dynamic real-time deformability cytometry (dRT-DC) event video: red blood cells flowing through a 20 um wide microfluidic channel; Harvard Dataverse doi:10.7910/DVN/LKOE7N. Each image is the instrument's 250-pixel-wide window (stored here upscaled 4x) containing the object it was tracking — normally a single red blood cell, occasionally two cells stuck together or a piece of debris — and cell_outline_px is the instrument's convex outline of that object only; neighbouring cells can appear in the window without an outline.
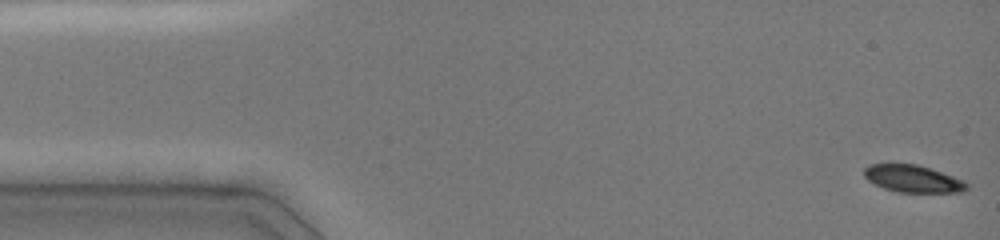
{"species": "common noctule bat (a hibernating species)", "species_latin": "Nyctalus noctula", "temperature_condition": "cold", "stored_images_in_passage": 66, "camera_frame_rate_fps": 3000, "um_per_image_px": 0.085, "animal": {"sex": "female", "body_mass_g": 19.0, "forearm_length_mm": 51.5}, "frame": {"image": 1, "passage_image": 1, "time_ms": 0.0, "image_size_px": [1000, 240], "cell_outline_px": [[968, 188], [964, 192], [896, 192], [884, 188], [868, 180], [864, 176], [864, 168], [868, 164], [916, 164], [964, 180], [968, 184]], "centroid_in_image_um": [77.59, 15.2], "position_along_channel_um": 7.4, "area_um2": 16.13}}
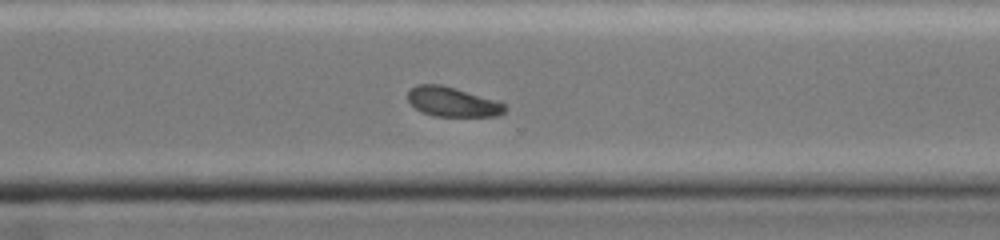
{"frame": {"image": 2, "passage_image": 48, "time_ms": 11.0, "image_size_px": [1000, 240], "cell_outline_px": [[508, 108], [504, 112], [496, 116], [432, 116], [416, 108], [408, 100], [408, 92], [416, 84], [440, 84], [496, 100], [504, 104]], "centroid_in_image_um": [38.47, 8.66], "position_along_channel_um": 332.1, "area_um2": 16.53}}
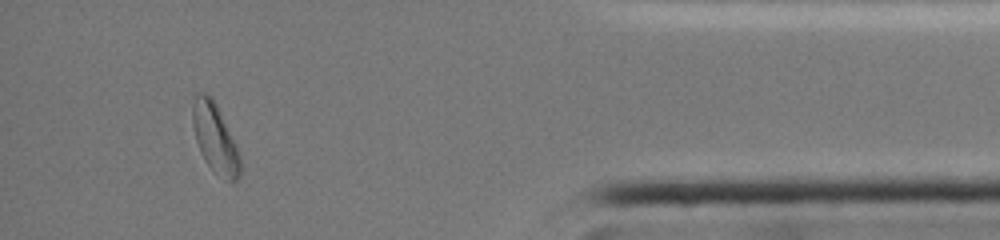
{"frame": {"image": 3, "passage_image": 60, "time_ms": 14.0, "image_size_px": [1000, 240], "cell_outline_px": [[240, 176], [232, 184], [212, 168], [208, 164], [200, 152], [196, 140], [192, 124], [192, 104], [196, 92], [208, 92], [212, 96], [236, 144], [240, 156]], "centroid_in_image_um": [18.26, 11.7], "position_along_channel_um": 416.9, "area_um2": 19.13}, "authors_computed_cell_mechanics": {"area_um2": 18.1492, "velocity_mm_per_s": 4.0298, "shape_relaxation_time_tau1_ms": 2.0791, "shape_relaxation_time_tau2_ms": null, "deformation_change_tau1": 0.1016, "deformation_change_tau2": null}}